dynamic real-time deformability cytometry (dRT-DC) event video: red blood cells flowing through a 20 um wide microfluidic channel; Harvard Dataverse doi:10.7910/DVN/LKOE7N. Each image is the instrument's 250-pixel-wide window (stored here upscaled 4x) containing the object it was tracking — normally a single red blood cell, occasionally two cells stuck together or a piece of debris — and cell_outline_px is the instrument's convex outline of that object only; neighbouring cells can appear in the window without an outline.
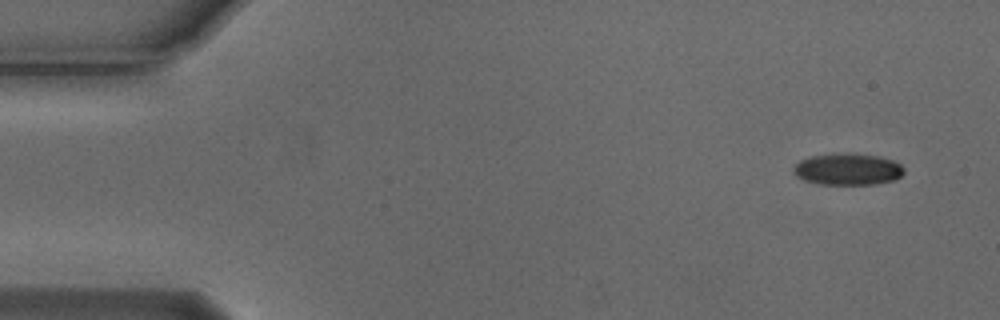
{"species": "Egyptian fruit bat (a non-hibernating species)", "species_latin": "Rousettus aegyptiacus", "temperature_condition": "cold", "stored_images_in_passage": 5, "camera_frame_rate_fps": 3000, "um_per_image_px": 0.085, "animal": {"sex": "male"}, "frame": {"image": 1, "passage_image": 1, "time_ms": 0.0, "image_size_px": [1000, 320], "cell_outline_px": [[904, 172], [896, 180], [876, 184], [820, 184], [804, 180], [796, 176], [792, 172], [792, 168], [800, 160], [808, 156], [880, 156], [892, 160], [900, 164], [904, 168]], "centroid_in_image_um": [72.06, 14.44], "position_along_channel_um": 12.9, "area_um2": 19.65}}
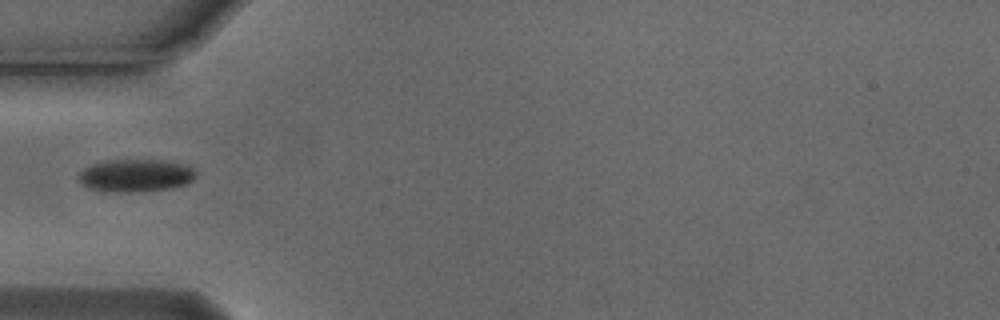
{"frame": {"image": 2, "passage_image": 4, "time_ms": 1.0, "image_size_px": [1000, 320], "cell_outline_px": [[196, 176], [188, 184], [168, 188], [132, 192], [104, 192], [88, 188], [80, 184], [76, 180], [80, 172], [84, 168], [92, 164], [104, 160], [164, 160], [184, 164], [192, 168], [196, 172]], "centroid_in_image_um": [11.47, 14.92], "position_along_channel_um": 73.5, "area_um2": 22.6}}
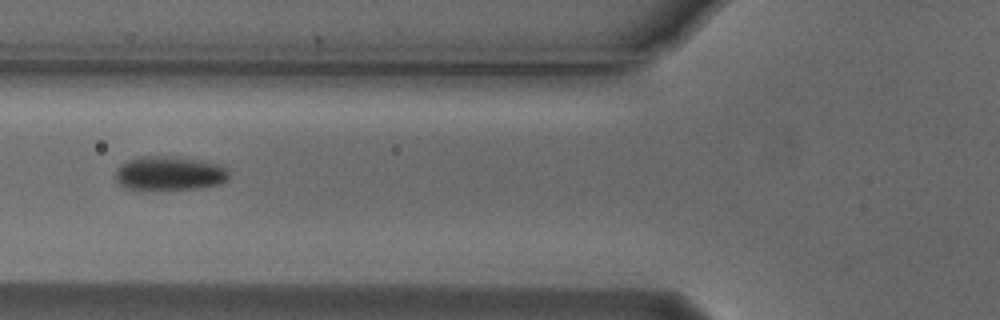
{"frame": {"image": 3, "passage_image": 5, "time_ms": 1.333, "image_size_px": [1000, 320], "cell_outline_px": [[228, 180], [220, 184], [196, 188], [140, 192], [124, 188], [116, 184], [116, 172], [124, 164], [140, 156], [180, 156], [220, 164], [228, 168]], "centroid_in_image_um": [14.4, 14.77], "position_along_channel_um": 111.4, "area_um2": 23.24}}